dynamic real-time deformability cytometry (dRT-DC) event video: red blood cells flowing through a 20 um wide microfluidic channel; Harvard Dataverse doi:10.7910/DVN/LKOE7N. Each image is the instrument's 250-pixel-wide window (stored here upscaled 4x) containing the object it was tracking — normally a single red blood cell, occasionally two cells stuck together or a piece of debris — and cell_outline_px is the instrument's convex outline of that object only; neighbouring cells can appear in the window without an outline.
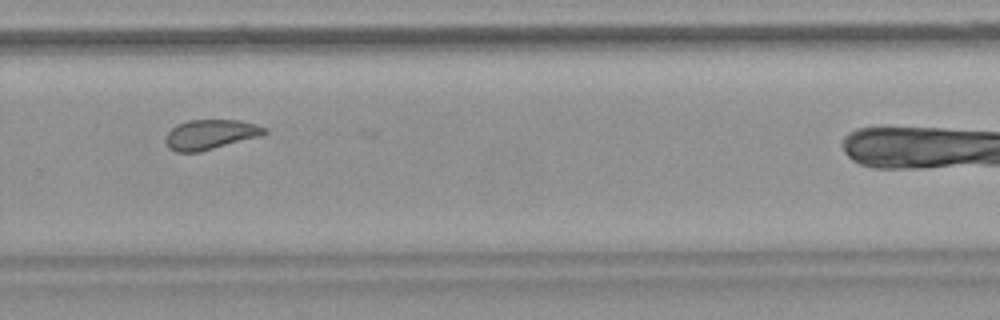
{"species": "common noctule bat (a hibernating species)", "species_latin": "Nyctalus noctula", "temperature_condition": "warm", "stored_images_in_passage": 27, "camera_frame_rate_fps": 3000, "um_per_image_px": 0.085, "animal": {"sex": "female", "body_mass_g": 18.4}, "frame": {"image": 1, "passage_image": 20, "time_ms": 6.333, "image_size_px": [1000, 320], "cell_outline_px": [[268, 132], [264, 136], [200, 152], [176, 152], [168, 148], [164, 140], [168, 132], [176, 124], [188, 120], [240, 120], [256, 124], [268, 128]], "centroid_in_image_um": [17.93, 11.44], "position_along_channel_um": 311.9, "area_um2": 17.63}}